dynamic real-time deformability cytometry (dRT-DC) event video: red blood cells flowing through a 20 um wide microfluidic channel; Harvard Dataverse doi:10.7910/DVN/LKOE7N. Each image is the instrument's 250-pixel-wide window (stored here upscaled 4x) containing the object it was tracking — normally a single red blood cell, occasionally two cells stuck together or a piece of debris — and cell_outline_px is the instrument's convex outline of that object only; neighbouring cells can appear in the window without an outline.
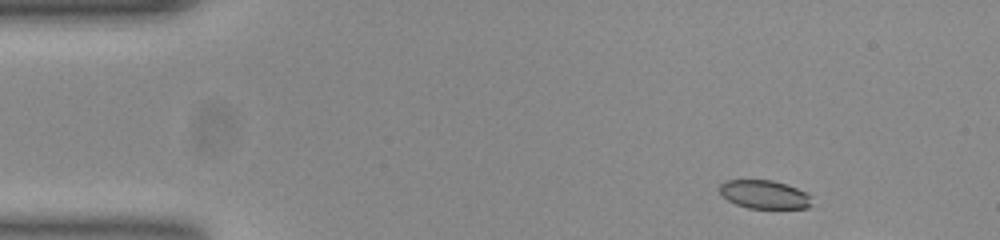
{"species": "common noctule bat (a hibernating species)", "species_latin": "Nyctalus noctula", "temperature_condition": "room temperature", "stored_images_in_passage": 12, "camera_frame_rate_fps": 3000, "um_per_image_px": 0.085, "animal": {"sex": "female", "body_mass_g": 23.0, "forearm_length_mm": 53.4}, "frame": {"image": 1, "passage_image": 2, "time_ms": 0.333, "image_size_px": [1000, 240], "cell_outline_px": [[812, 204], [808, 208], [748, 208], [736, 204], [728, 200], [720, 192], [720, 184], [724, 180], [772, 180], [796, 188], [812, 196]], "centroid_in_image_um": [64.98, 16.53], "position_along_channel_um": 20.0, "area_um2": 15.2}}